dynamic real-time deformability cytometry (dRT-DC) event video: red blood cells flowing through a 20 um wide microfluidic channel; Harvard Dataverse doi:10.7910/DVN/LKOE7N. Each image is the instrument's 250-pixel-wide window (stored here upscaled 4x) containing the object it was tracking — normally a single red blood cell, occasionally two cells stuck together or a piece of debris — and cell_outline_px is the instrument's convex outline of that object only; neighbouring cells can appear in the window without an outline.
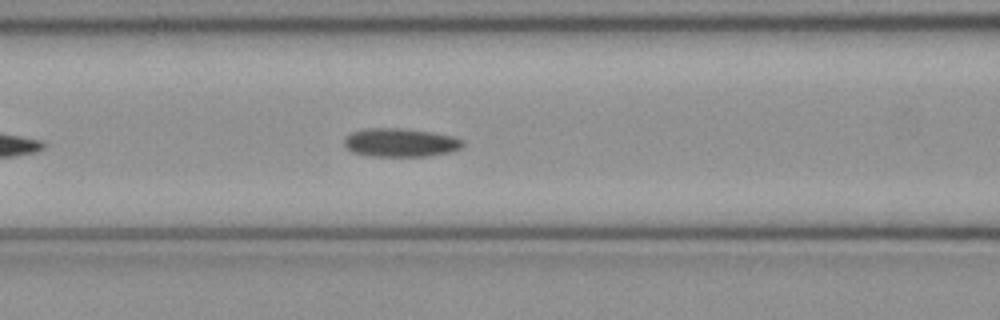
{"species": "common noctule bat (a hibernating species)", "species_latin": "Nyctalus noctula", "temperature_condition": "cold", "stored_images_in_passage": 19, "camera_frame_rate_fps": 3000, "um_per_image_px": 0.085, "animal": {"sex": "female", "body_mass_g": 21.9}, "frame": {"image": 1, "passage_image": 9, "time_ms": 2.667, "image_size_px": [1000, 320], "cell_outline_px": [[464, 144], [460, 148], [452, 152], [428, 156], [368, 156], [352, 152], [344, 144], [344, 136], [352, 132], [368, 128], [400, 128], [432, 132], [452, 136], [464, 140]], "centroid_in_image_um": [34.04, 12.12], "position_along_channel_um": 132.6, "area_um2": 19.83}}